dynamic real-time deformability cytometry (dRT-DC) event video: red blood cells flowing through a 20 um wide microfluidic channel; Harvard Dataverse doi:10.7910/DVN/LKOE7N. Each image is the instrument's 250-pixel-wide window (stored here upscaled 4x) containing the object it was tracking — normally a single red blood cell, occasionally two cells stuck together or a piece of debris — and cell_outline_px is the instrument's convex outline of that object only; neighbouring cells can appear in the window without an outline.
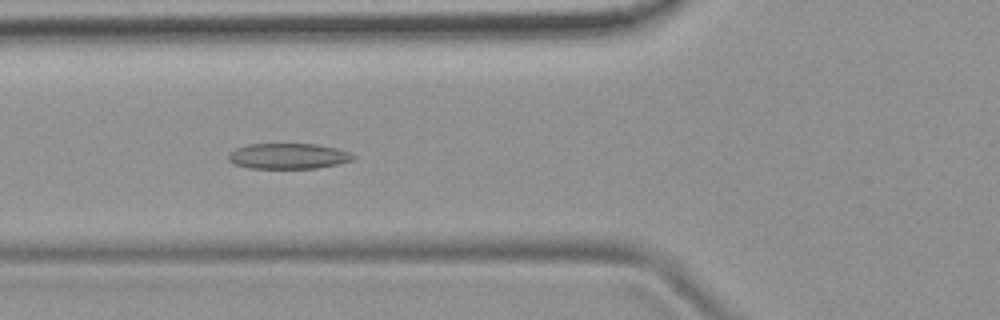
{"species": "common noctule bat (a hibernating species)", "species_latin": "Nyctalus noctula", "temperature_condition": "room temperature", "stored_images_in_passage": 48, "camera_frame_rate_fps": 3000, "um_per_image_px": 0.085, "animal": {"sex": "female", "body_mass_g": 19.9}, "frame": {"image": 1, "passage_image": 15, "time_ms": 4.667, "image_size_px": [1000, 320], "cell_outline_px": [[356, 156], [352, 160], [336, 164], [316, 168], [248, 168], [236, 164], [228, 160], [228, 156], [236, 148], [248, 144], [316, 144], [336, 148], [348, 152]], "centroid_in_image_um": [24.49, 13.26], "position_along_channel_um": 101.3, "area_um2": 18.38}}
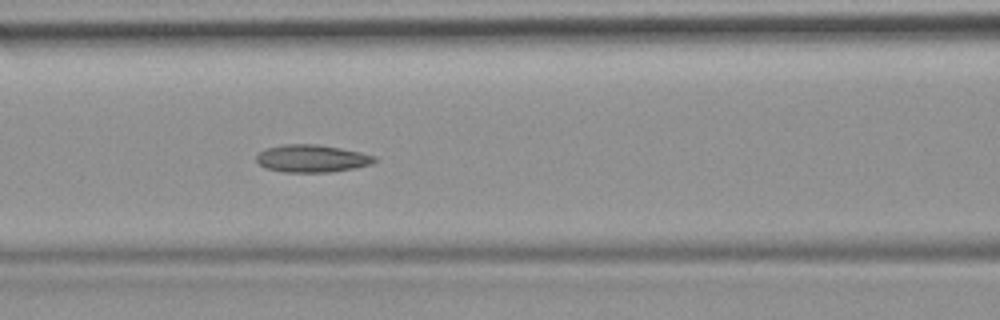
{"frame": {"image": 2, "passage_image": 18, "time_ms": 5.667, "image_size_px": [1000, 320], "cell_outline_px": [[376, 160], [372, 164], [356, 168], [332, 172], [284, 172], [264, 168], [256, 160], [256, 156], [264, 148], [284, 144], [316, 144], [340, 148], [360, 152], [376, 156]], "centroid_in_image_um": [26.5, 13.47], "position_along_channel_um": 140.1, "area_um2": 19.07}}
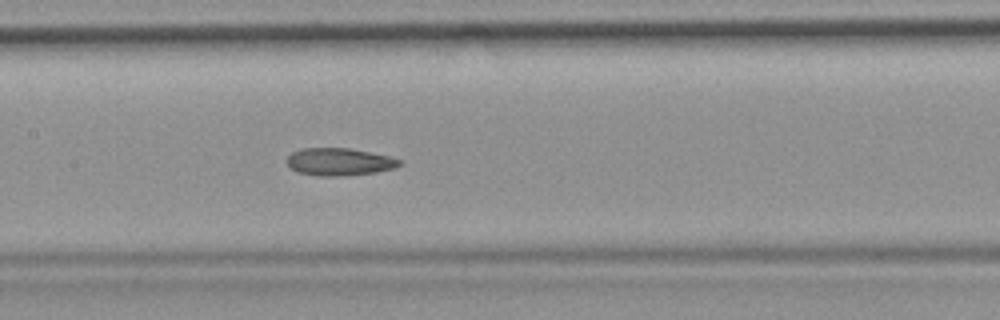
{"frame": {"image": 3, "passage_image": 21, "time_ms": 6.667, "image_size_px": [1000, 320], "cell_outline_px": [[404, 164], [396, 168], [376, 172], [344, 176], [316, 176], [296, 172], [284, 160], [292, 152], [300, 148], [348, 148], [388, 156], [404, 160]], "centroid_in_image_um": [28.85, 13.76], "position_along_channel_um": 178.6, "area_um2": 18.32}, "authors_computed_cell_mechanics": {"area_um2": 19.074, "velocity_mm_per_s": 3.8676, "shape_relaxation_time_tau1_ms": null, "shape_relaxation_time_tau2_ms": 2.5827, "deformation_change_tau1": null, "deformation_change_tau2": 0.0885}}